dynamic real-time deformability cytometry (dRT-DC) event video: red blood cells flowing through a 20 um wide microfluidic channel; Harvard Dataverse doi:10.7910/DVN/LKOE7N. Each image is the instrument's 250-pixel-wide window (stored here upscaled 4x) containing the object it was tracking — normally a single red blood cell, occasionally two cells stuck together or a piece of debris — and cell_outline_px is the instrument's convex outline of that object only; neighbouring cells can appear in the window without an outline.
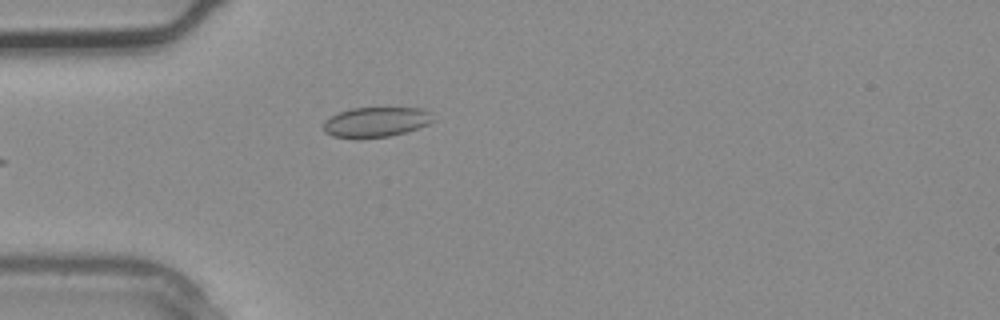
{"species": "common noctule bat (a hibernating species)", "species_latin": "Nyctalus noctula", "temperature_condition": "warm", "stored_images_in_passage": 2, "camera_frame_rate_fps": 3000, "um_per_image_px": 0.085, "animal": {"sex": "male", "body_mass_g": 20.4}, "frame": {"image": 1, "passage_image": 2, "time_ms": 0.333, "image_size_px": [1000, 320], "cell_outline_px": [[436, 120], [428, 124], [404, 132], [388, 136], [360, 140], [352, 140], [332, 136], [324, 132], [324, 120], [340, 112], [352, 108], [420, 108], [428, 112]], "centroid_in_image_um": [31.9, 10.41], "position_along_channel_um": 53.1, "area_um2": 19.36}}